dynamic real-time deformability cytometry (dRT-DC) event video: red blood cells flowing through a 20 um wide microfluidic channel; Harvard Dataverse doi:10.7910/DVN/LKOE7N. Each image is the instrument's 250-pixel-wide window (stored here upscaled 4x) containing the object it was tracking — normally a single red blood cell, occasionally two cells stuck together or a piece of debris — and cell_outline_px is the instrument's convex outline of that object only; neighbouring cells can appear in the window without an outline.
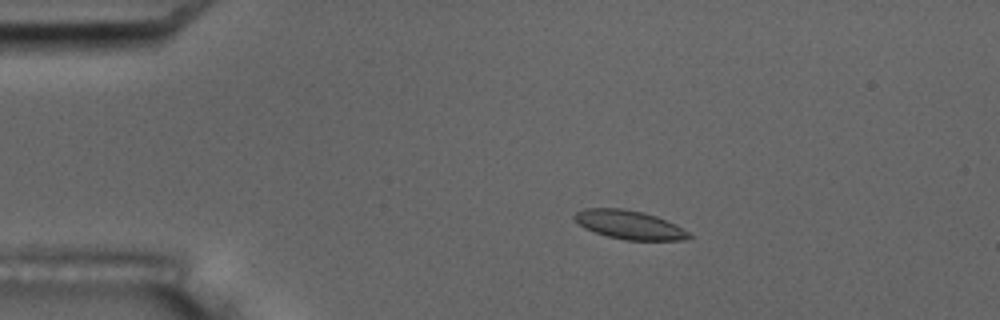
{"species": "common noctule bat (a hibernating species)", "species_latin": "Nyctalus noctula", "temperature_condition": "room temperature", "stored_images_in_passage": 4, "camera_frame_rate_fps": 3000, "um_per_image_px": 0.085, "animal": {"sex": "male", "body_mass_g": 17.5, "forearm_length_mm": 52.3}, "frame": {"image": 1, "passage_image": 3, "time_ms": 3.0, "image_size_px": [1000, 320], "cell_outline_px": [[692, 236], [684, 240], [624, 240], [608, 236], [584, 228], [572, 216], [576, 212], [584, 208], [620, 208], [644, 212], [656, 216], [676, 224], [688, 232]], "centroid_in_image_um": [53.49, 19.1], "position_along_channel_um": 31.5, "area_um2": 19.07}}